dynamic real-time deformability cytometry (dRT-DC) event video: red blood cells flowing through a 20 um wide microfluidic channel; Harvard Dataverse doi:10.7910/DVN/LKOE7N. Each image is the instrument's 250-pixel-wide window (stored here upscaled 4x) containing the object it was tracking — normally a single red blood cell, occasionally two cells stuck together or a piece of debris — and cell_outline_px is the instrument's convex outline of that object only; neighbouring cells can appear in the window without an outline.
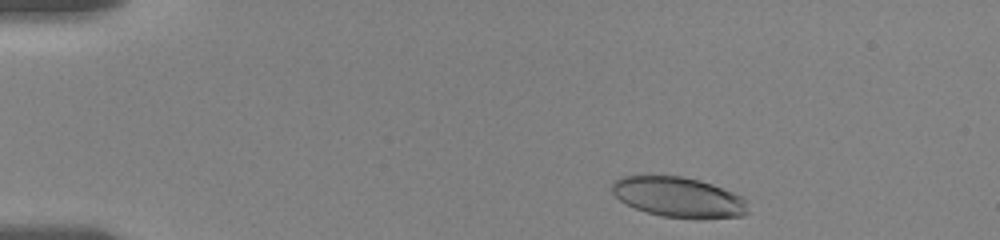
{"species": "human", "species_latin": "Homo sapiens", "temperature_condition": "room temperature", "stored_images_in_passage": 29, "camera_frame_rate_fps": 3000, "um_per_image_px": 0.085, "donor": {"sex": "female"}, "frame": {"image": 1, "passage_image": 1, "time_ms": 0.0, "image_size_px": [1000, 240], "cell_outline_px": [[748, 212], [744, 216], [704, 220], [696, 220], [660, 216], [636, 208], [620, 200], [612, 192], [612, 184], [620, 176], [684, 176], [700, 180], [712, 184], [732, 192], [748, 200]], "centroid_in_image_um": [57.75, 16.79], "position_along_channel_um": 27.3, "area_um2": 32.31}}
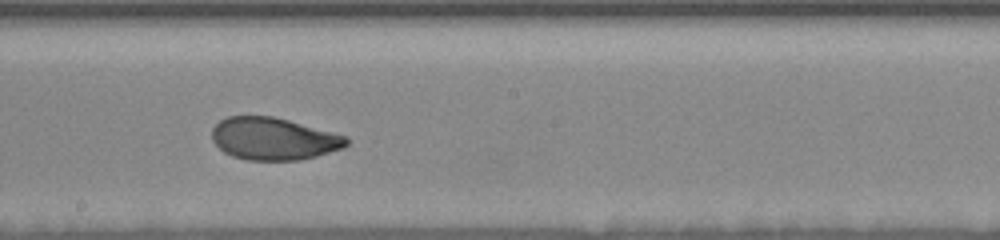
{"frame": {"image": 2, "passage_image": 16, "time_ms": 7.667, "image_size_px": [1000, 240], "cell_outline_px": [[348, 144], [344, 148], [316, 156], [296, 160], [248, 160], [232, 156], [224, 152], [212, 140], [212, 128], [220, 120], [228, 116], [272, 116], [288, 120], [348, 136]], "centroid_in_image_um": [23.26, 11.79], "position_along_channel_um": 224.9, "area_um2": 33.12}}
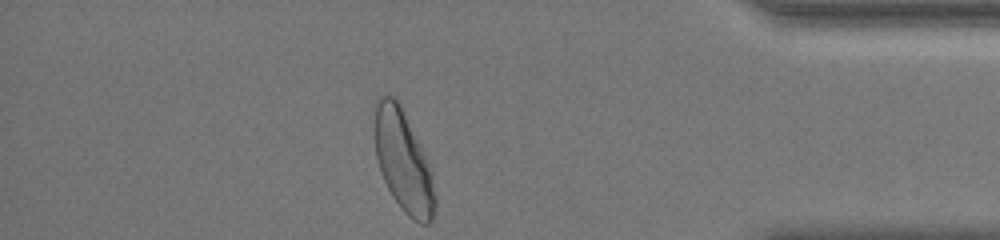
{"frame": {"image": 3, "passage_image": 29, "time_ms": 13.333, "image_size_px": [1000, 240], "cell_outline_px": [[436, 204], [432, 220], [428, 224], [420, 224], [412, 220], [400, 208], [392, 196], [380, 172], [376, 156], [372, 128], [372, 104], [376, 96], [392, 96], [400, 104], [424, 152], [432, 172], [436, 196]], "centroid_in_image_um": [34.23, 13.66], "position_along_channel_um": 401.0, "area_um2": 36.7}, "authors_computed_cell_mechanics": {"area_um2": 34.0442, "velocity_mm_per_s": 3.6042, "shape_relaxation_time_tau1_ms": 3.6765, "shape_relaxation_time_tau2_ms": 1.0714, "deformation_change_tau1": 0.1475, "deformation_change_tau2": 0.0557}}